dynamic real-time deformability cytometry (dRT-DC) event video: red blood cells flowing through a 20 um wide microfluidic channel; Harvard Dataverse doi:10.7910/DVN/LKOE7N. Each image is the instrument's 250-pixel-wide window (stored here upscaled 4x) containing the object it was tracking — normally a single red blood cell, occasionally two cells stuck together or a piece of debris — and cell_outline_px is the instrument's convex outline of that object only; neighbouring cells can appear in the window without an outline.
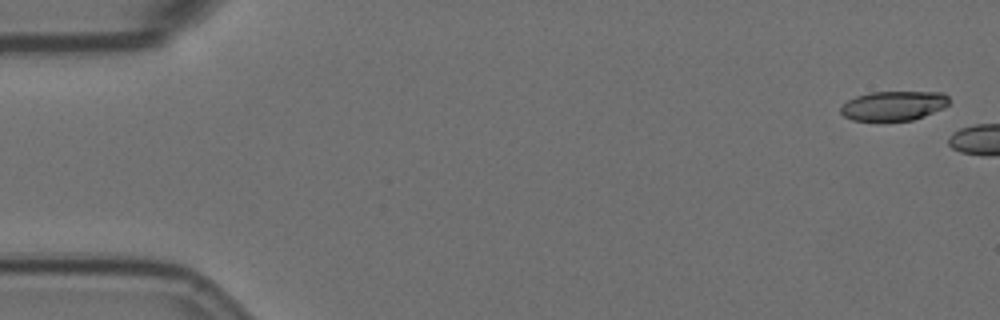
{"species": "Egyptian fruit bat (a non-hibernating species)", "species_latin": "Rousettus aegyptiacus", "temperature_condition": "room temperature", "stored_images_in_passage": 2, "camera_frame_rate_fps": 3000, "um_per_image_px": 0.085, "animal": {"sex": "female"}, "frame": {"image": 1, "passage_image": 1, "time_ms": 0.0, "image_size_px": [1000, 320], "cell_outline_px": [[948, 104], [944, 108], [924, 116], [912, 120], [852, 120], [844, 116], [840, 112], [840, 108], [848, 100], [856, 96], [872, 92], [944, 92], [948, 96]], "centroid_in_image_um": [75.97, 8.98], "position_along_channel_um": 9.0, "area_um2": 18.5}}